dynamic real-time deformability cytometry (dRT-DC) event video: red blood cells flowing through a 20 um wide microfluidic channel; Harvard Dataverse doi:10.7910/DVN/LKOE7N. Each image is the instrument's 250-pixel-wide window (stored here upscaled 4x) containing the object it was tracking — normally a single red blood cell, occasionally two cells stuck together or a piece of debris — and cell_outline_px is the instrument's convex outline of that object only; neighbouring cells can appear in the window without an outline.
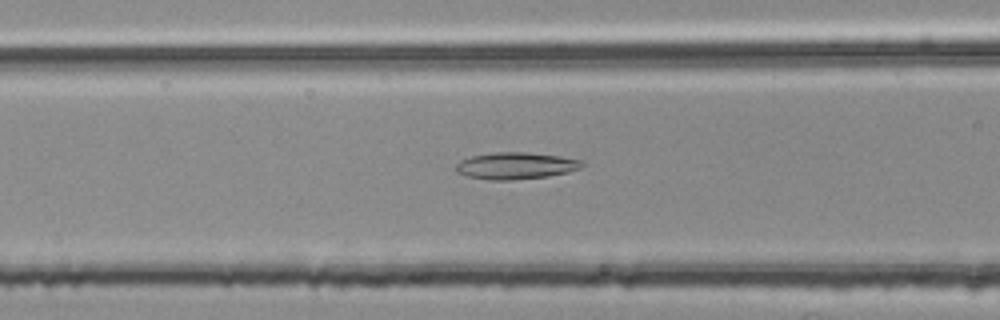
{"species": "common noctule bat (a hibernating species)", "species_latin": "Nyctalus noctula", "temperature_condition": "room temperature", "stored_images_in_passage": 33, "camera_frame_rate_fps": 3000, "um_per_image_px": 0.085, "animal": {"sex": "female", "body_mass_g": 25.1}, "frame": {"image": 1, "passage_image": 10, "time_ms": 3.0, "image_size_px": [1000, 320], "cell_outline_px": [[584, 164], [580, 168], [568, 172], [548, 176], [512, 180], [492, 180], [468, 176], [456, 172], [456, 164], [460, 160], [472, 156], [496, 152], [524, 152], [560, 156], [584, 160]], "centroid_in_image_um": [43.86, 14.08], "position_along_channel_um": 122.7, "area_um2": 19.65}}
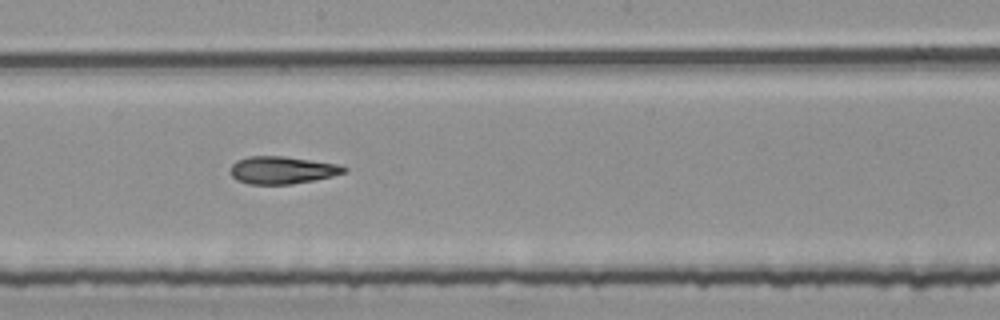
{"frame": {"image": 2, "passage_image": 18, "time_ms": 5.667, "image_size_px": [1000, 320], "cell_outline_px": [[348, 168], [344, 172], [332, 176], [292, 184], [248, 184], [236, 180], [228, 172], [232, 164], [236, 160], [248, 156], [284, 156], [340, 164]], "centroid_in_image_um": [23.94, 14.45], "position_along_channel_um": 224.3, "area_um2": 18.32}}
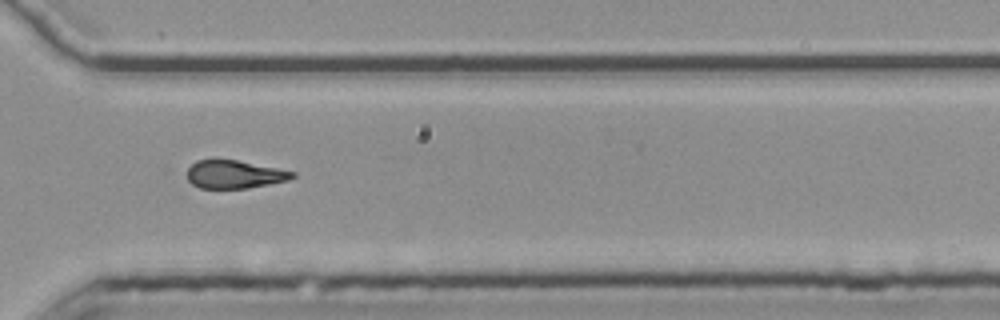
{"frame": {"image": 3, "passage_image": 28, "time_ms": 9.0, "image_size_px": [1000, 320], "cell_outline_px": [[296, 176], [288, 180], [248, 188], [200, 188], [192, 184], [188, 180], [188, 168], [196, 160], [236, 160], [296, 172]], "centroid_in_image_um": [19.93, 14.83], "position_along_channel_um": 350.7, "area_um2": 16.99}, "authors_computed_cell_mechanics": {"area_um2": 18.4382, "velocity_mm_per_s": 3.8038, "shape_relaxation_time_tau1_ms": null, "shape_relaxation_time_tau2_ms": 5.4601, "deformation_change_tau1": null, "deformation_change_tau2": 0.1742}}